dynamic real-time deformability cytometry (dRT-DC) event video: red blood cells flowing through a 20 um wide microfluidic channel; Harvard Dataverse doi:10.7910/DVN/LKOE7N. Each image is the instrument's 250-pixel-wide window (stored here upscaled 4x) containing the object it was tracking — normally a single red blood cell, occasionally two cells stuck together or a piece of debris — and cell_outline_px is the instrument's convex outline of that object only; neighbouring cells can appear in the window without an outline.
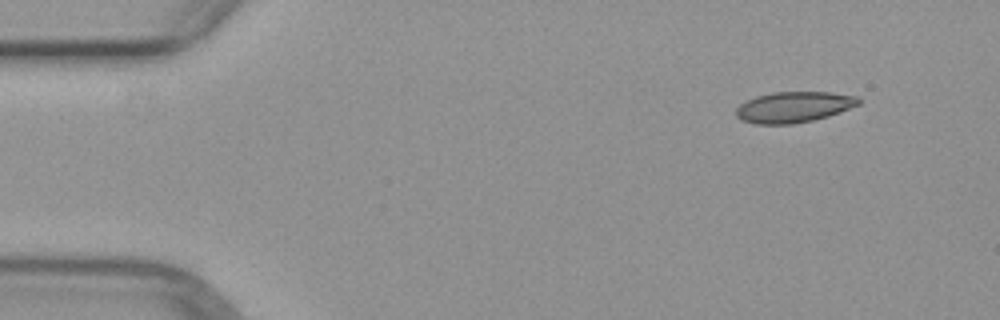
{"species": "common noctule bat (a hibernating species)", "species_latin": "Nyctalus noctula", "temperature_condition": "warm", "stored_images_in_passage": 4, "camera_frame_rate_fps": 3000, "um_per_image_px": 0.085, "animal": {"sex": "female", "body_mass_g": 29.2, "forearm_length_mm": 56.3}, "frame": {"image": 1, "passage_image": 4, "time_ms": 4.667, "image_size_px": [1000, 320], "cell_outline_px": [[860, 104], [840, 112], [828, 116], [812, 120], [792, 124], [756, 124], [740, 120], [736, 116], [736, 108], [740, 104], [756, 96], [772, 92], [828, 92], [860, 96]], "centroid_in_image_um": [67.47, 9.1], "position_along_channel_um": 17.5, "area_um2": 22.08}}